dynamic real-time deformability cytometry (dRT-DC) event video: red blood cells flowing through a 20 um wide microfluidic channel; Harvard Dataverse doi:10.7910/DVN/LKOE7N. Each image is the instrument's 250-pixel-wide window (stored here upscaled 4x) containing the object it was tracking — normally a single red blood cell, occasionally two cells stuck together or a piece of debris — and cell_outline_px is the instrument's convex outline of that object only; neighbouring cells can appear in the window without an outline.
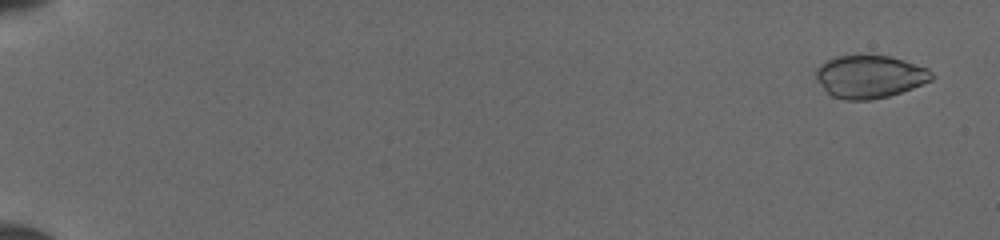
{"species": "common noctule bat (a hibernating species)", "species_latin": "Nyctalus noctula", "temperature_condition": "cold", "stored_images_in_passage": 51, "camera_frame_rate_fps": 3000, "um_per_image_px": 0.085, "animal": {"sex": "female", "body_mass_g": 19.5, "forearm_length_mm": 54.1}, "frame": {"image": 1, "passage_image": 3, "time_ms": 0.667, "image_size_px": [1000, 240], "cell_outline_px": [[936, 76], [932, 80], [912, 88], [888, 96], [872, 100], [844, 100], [832, 96], [824, 88], [816, 76], [816, 68], [820, 64], [836, 56], [868, 52], [892, 56], [928, 68]], "centroid_in_image_um": [73.95, 6.46], "position_along_channel_um": 11.1, "area_um2": 29.48}}
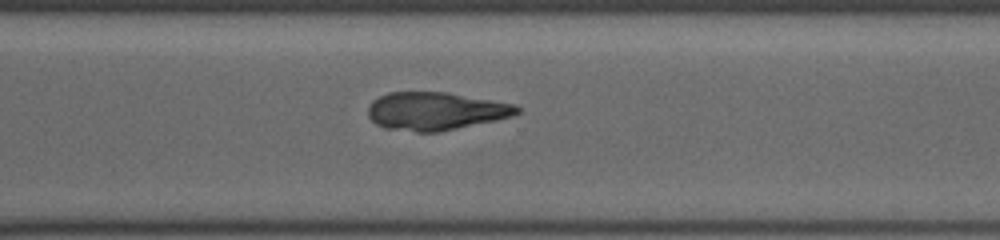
{"frame": {"image": 2, "passage_image": 39, "time_ms": 12.667, "image_size_px": [1000, 240], "cell_outline_px": [[520, 112], [512, 116], [496, 120], [440, 132], [416, 132], [384, 128], [376, 124], [368, 116], [368, 108], [372, 100], [388, 92], [448, 92], [516, 104], [520, 108]], "centroid_in_image_um": [37.03, 9.44], "position_along_channel_um": 333.6, "area_um2": 33.18}}
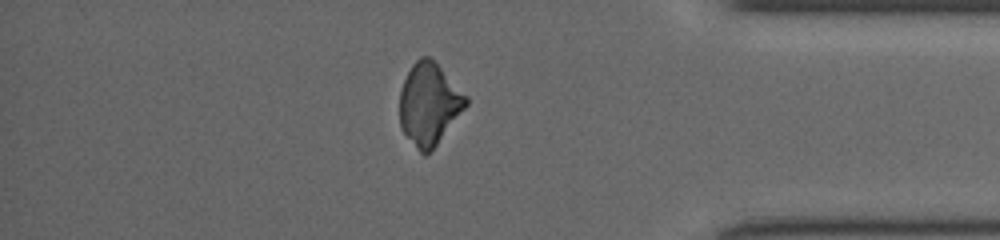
{"frame": {"image": 3, "passage_image": 45, "time_ms": 14.667, "image_size_px": [1000, 240], "cell_outline_px": [[468, 104], [436, 144], [424, 156], [416, 148], [400, 128], [400, 92], [404, 80], [412, 64], [420, 56], [428, 56], [468, 96]], "centroid_in_image_um": [36.46, 8.84], "position_along_channel_um": 398.7, "area_um2": 31.1}}